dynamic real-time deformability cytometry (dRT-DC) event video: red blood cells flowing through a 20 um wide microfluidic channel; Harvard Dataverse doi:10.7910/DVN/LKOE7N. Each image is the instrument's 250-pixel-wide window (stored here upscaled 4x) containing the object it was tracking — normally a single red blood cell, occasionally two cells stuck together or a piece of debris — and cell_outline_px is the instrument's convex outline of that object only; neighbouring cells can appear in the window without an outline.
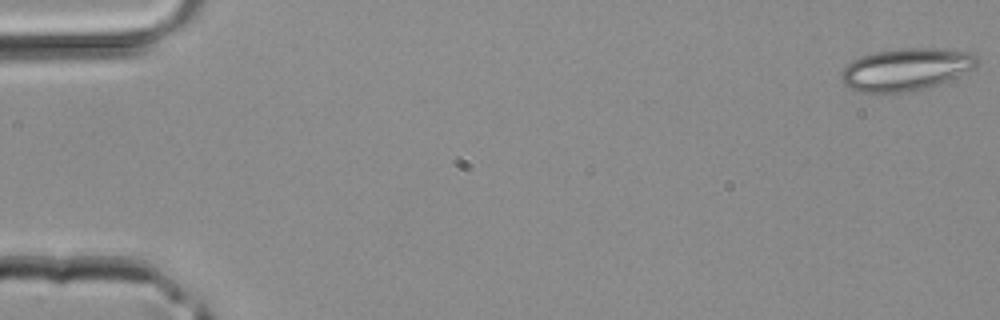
{"species": "common noctule bat (a hibernating species)", "species_latin": "Nyctalus noctula", "temperature_condition": "room temperature", "stored_images_in_passage": 43, "camera_frame_rate_fps": 3000, "um_per_image_px": 0.085, "animal": {"sex": "male", "body_mass_g": 20.4}, "frame": {"image": 1, "passage_image": 1, "time_ms": 0.0, "image_size_px": [1000, 320], "cell_outline_px": [[980, 60], [972, 68], [940, 84], [928, 88], [908, 92], [856, 92], [844, 84], [840, 80], [840, 72], [852, 60], [860, 56], [876, 52], [904, 48], [932, 48], [972, 52], [980, 56]], "centroid_in_image_um": [76.99, 5.9], "position_along_channel_um": 8.0, "area_um2": 33.58}}
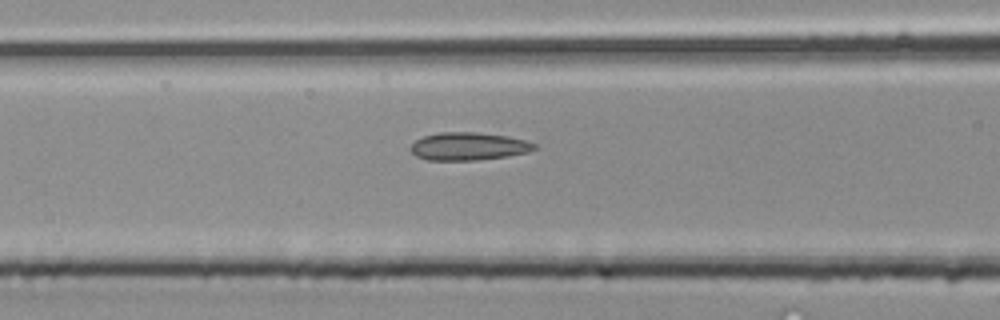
{"frame": {"image": 2, "passage_image": 18, "time_ms": 5.667, "image_size_px": [1000, 320], "cell_outline_px": [[536, 148], [528, 152], [508, 156], [476, 160], [428, 160], [416, 156], [408, 148], [416, 140], [424, 136], [440, 132], [476, 132], [508, 136], [524, 140], [536, 144]], "centroid_in_image_um": [39.81, 12.44], "position_along_channel_um": 126.8, "area_um2": 20.06}}
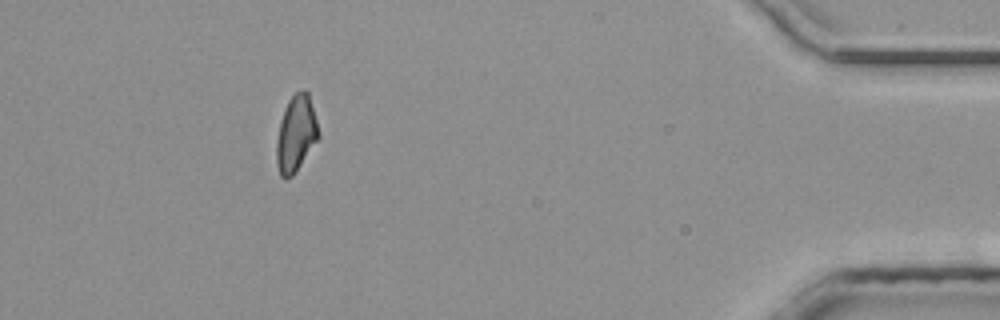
{"frame": {"image": 3, "passage_image": 39, "time_ms": 12.667, "image_size_px": [1000, 320], "cell_outline_px": [[320, 136], [292, 176], [284, 180], [280, 176], [276, 164], [276, 140], [280, 120], [284, 108], [288, 100], [296, 92], [304, 88], [308, 92], [316, 120]], "centroid_in_image_um": [25.13, 11.36], "position_along_channel_um": 410.1, "area_um2": 18.67}}